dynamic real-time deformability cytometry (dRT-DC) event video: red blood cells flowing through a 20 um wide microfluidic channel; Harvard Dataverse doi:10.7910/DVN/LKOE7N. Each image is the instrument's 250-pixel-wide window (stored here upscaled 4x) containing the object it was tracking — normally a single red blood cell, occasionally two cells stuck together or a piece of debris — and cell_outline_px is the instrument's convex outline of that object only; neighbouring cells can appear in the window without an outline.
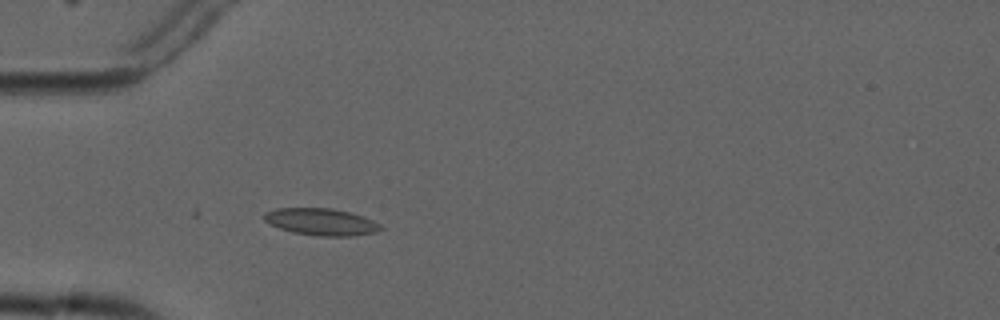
{"species": "common noctule bat (a hibernating species)", "species_latin": "Nyctalus noctula", "temperature_condition": "cold", "stored_images_in_passage": 4, "camera_frame_rate_fps": 3000, "um_per_image_px": 0.085, "animal": {"sex": "male", "forearm_length_mm": 52.5}, "frame": {"image": 1, "passage_image": 4, "time_ms": 4.0, "image_size_px": [1000, 320], "cell_outline_px": [[384, 228], [376, 232], [352, 236], [320, 236], [292, 232], [280, 228], [264, 220], [264, 212], [276, 208], [332, 208], [364, 216], [380, 224]], "centroid_in_image_um": [27.32, 18.85], "position_along_channel_um": 57.7, "area_um2": 18.26}}